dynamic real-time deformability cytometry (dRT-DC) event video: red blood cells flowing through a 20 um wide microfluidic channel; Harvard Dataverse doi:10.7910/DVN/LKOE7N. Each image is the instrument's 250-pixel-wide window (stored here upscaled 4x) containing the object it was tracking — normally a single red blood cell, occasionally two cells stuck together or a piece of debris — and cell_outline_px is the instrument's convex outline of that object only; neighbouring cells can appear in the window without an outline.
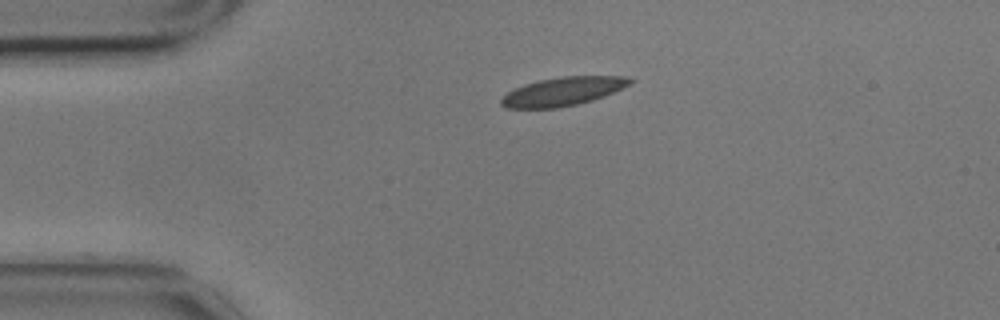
{"species": "common noctule bat (a hibernating species)", "species_latin": "Nyctalus noctula", "temperature_condition": "cold", "stored_images_in_passage": 46, "camera_frame_rate_fps": 3000, "um_per_image_px": 0.085, "animal": {"sex": "male", "body_mass_g": 17.9}, "frame": {"image": 1, "passage_image": 1, "time_ms": 0.0, "image_size_px": [1000, 320], "cell_outline_px": [[632, 80], [628, 84], [604, 96], [592, 100], [576, 104], [556, 108], [508, 108], [500, 104], [500, 100], [508, 92], [524, 84], [540, 80], [560, 76], [628, 76]], "centroid_in_image_um": [47.81, 7.77], "position_along_channel_um": 37.2, "area_um2": 21.1}}
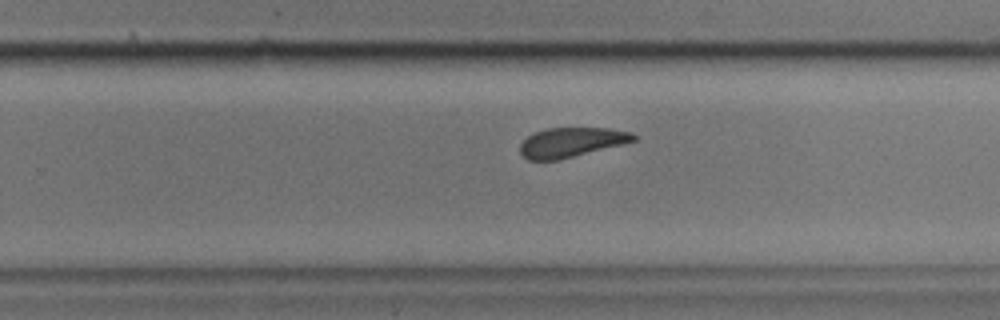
{"frame": {"image": 2, "passage_image": 25, "time_ms": 8.0, "image_size_px": [1000, 320], "cell_outline_px": [[636, 140], [624, 144], [560, 160], [528, 160], [520, 152], [520, 144], [532, 132], [544, 128], [612, 128], [632, 132], [636, 136]], "centroid_in_image_um": [48.57, 12.09], "position_along_channel_um": 281.2, "area_um2": 19.83}}
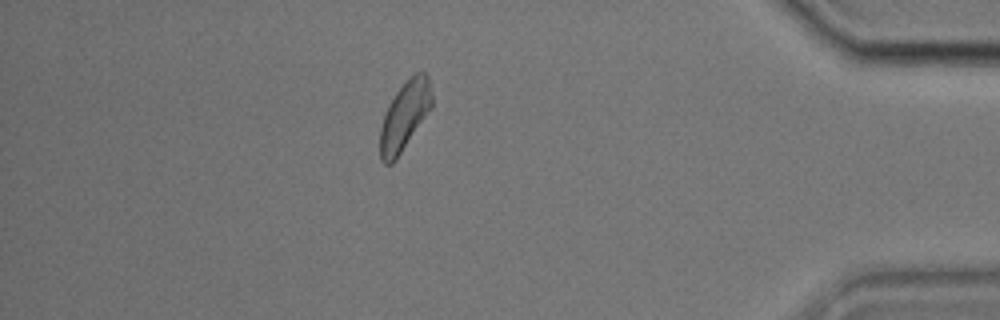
{"frame": {"image": 3, "passage_image": 39, "time_ms": 12.667, "image_size_px": [1000, 320], "cell_outline_px": [[432, 108], [396, 160], [392, 164], [384, 164], [380, 160], [380, 128], [388, 104], [396, 92], [416, 72], [424, 72], [428, 76], [432, 96]], "centroid_in_image_um": [34.39, 9.89], "position_along_channel_um": 400.8, "area_um2": 20.69}, "authors_computed_cell_mechanics": {"area_um2": 21.097, "velocity_mm_per_s": 3.4419, "shape_relaxation_time_tau1_ms": 3.454, "shape_relaxation_time_tau2_ms": 3.0487, "deformation_change_tau1": 0.09, "deformation_change_tau2": 0.0454}}